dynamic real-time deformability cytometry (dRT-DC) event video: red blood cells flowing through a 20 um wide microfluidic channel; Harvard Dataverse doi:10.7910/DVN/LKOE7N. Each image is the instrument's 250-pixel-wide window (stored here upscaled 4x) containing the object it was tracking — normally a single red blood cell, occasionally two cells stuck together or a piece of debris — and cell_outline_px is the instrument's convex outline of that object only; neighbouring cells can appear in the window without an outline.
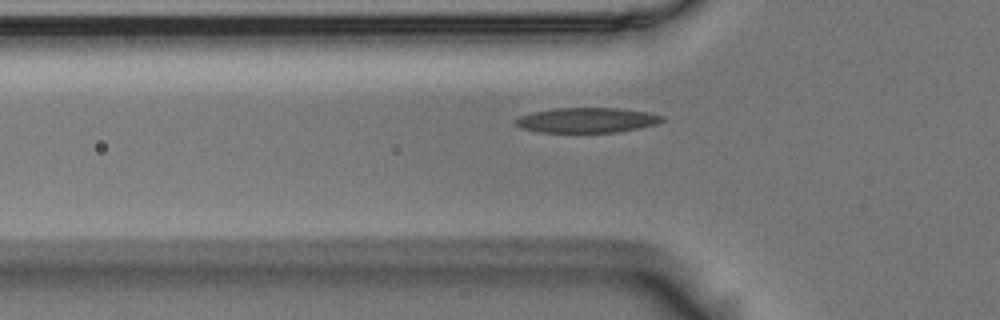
{"species": "Egyptian fruit bat (a non-hibernating species)", "species_latin": "Rousettus aegyptiacus", "temperature_condition": "room temperature", "stored_images_in_passage": 41, "camera_frame_rate_fps": 3000, "um_per_image_px": 0.085, "animal": {"sex": "male"}, "frame": {"image": 1, "passage_image": 8, "time_ms": 2.333, "image_size_px": [1000, 320], "cell_outline_px": [[664, 120], [656, 124], [616, 132], [540, 132], [520, 128], [512, 120], [520, 116], [532, 112], [552, 108], [620, 108], [648, 112], [664, 116]], "centroid_in_image_um": [49.85, 10.2], "position_along_channel_um": 76.0, "area_um2": 21.39}}
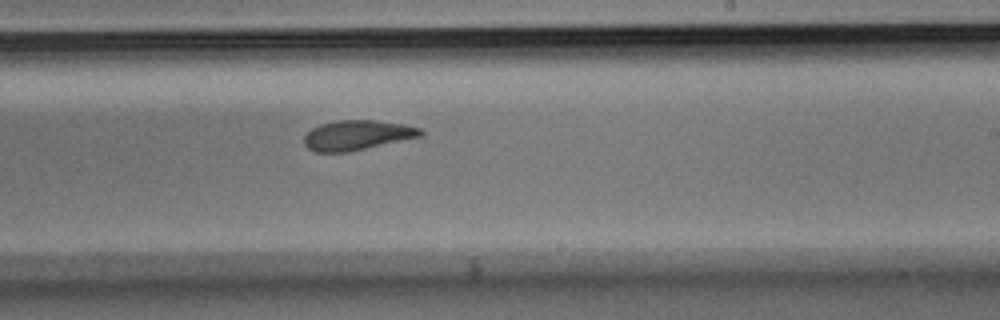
{"frame": {"image": 2, "passage_image": 23, "time_ms": 7.333, "image_size_px": [1000, 320], "cell_outline_px": [[424, 132], [420, 136], [348, 152], [316, 152], [308, 148], [304, 144], [304, 136], [312, 128], [320, 124], [336, 120], [376, 120], [404, 124], [420, 128]], "centroid_in_image_um": [30.33, 11.48], "position_along_channel_um": 258.7, "area_um2": 20.11}}
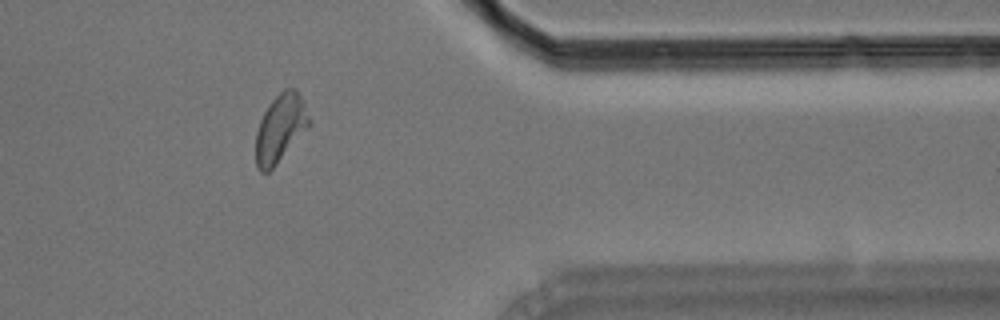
{"frame": {"image": 3, "passage_image": 35, "time_ms": 11.333, "image_size_px": [1000, 320], "cell_outline_px": [[312, 124], [272, 168], [268, 172], [260, 172], [256, 168], [256, 132], [260, 120], [264, 112], [272, 100], [284, 88], [296, 88], [304, 100], [312, 120]], "centroid_in_image_um": [23.86, 10.87], "position_along_channel_um": 387.5, "area_um2": 21.27}}